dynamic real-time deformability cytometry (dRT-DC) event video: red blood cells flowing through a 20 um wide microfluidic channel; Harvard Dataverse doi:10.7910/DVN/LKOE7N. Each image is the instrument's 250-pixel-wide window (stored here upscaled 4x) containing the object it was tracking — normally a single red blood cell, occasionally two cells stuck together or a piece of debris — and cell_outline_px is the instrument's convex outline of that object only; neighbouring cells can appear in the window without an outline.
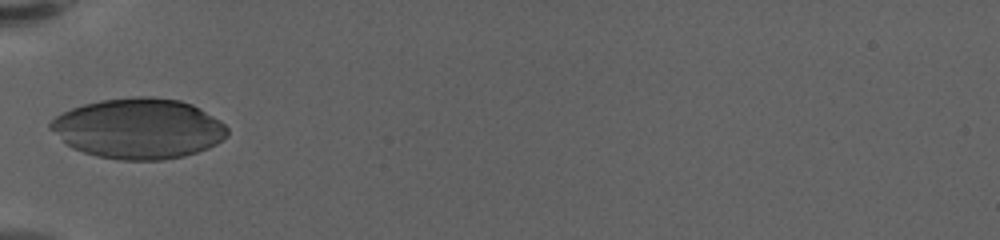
{"species": "human", "species_latin": "Homo sapiens", "temperature_condition": "warm", "stored_images_in_passage": 34, "camera_frame_rate_fps": 3000, "um_per_image_px": 0.085, "donor": {"sex": "female"}, "frame": {"image": 1, "passage_image": 1, "time_ms": 0.0, "image_size_px": [1000, 240], "cell_outline_px": [[228, 136], [216, 144], [208, 148], [184, 156], [164, 160], [120, 160], [96, 156], [72, 148], [48, 128], [48, 124], [56, 116], [72, 108], [84, 104], [100, 100], [136, 96], [152, 96], [180, 100], [192, 104], [220, 120], [228, 128]], "centroid_in_image_um": [11.79, 10.92], "position_along_channel_um": 73.2, "area_um2": 62.37}}
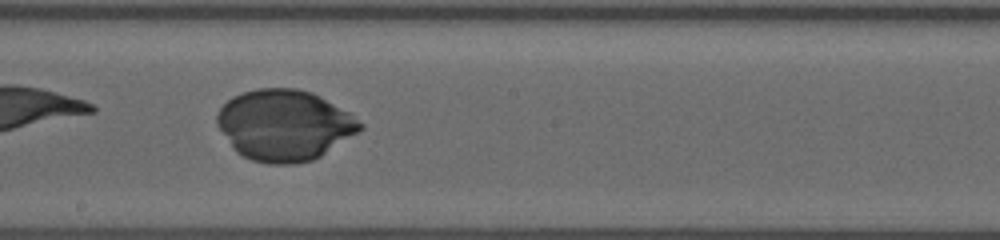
{"frame": {"image": 2, "passage_image": 14, "time_ms": 4.333, "image_size_px": [1000, 240], "cell_outline_px": [[364, 128], [320, 156], [312, 160], [296, 164], [268, 164], [252, 160], [236, 152], [232, 148], [216, 124], [216, 112], [232, 96], [256, 88], [296, 88], [312, 92], [320, 96], [348, 112], [364, 124]], "centroid_in_image_um": [24.14, 10.63], "position_along_channel_um": 224.1, "area_um2": 59.07}}
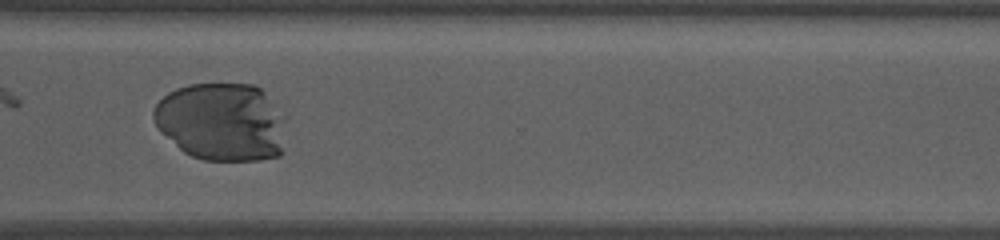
{"frame": {"image": 3, "passage_image": 25, "time_ms": 8.0, "image_size_px": [1000, 240], "cell_outline_px": [[288, 116], [280, 156], [260, 160], [204, 160], [192, 156], [184, 152], [160, 132], [152, 116], [152, 112], [156, 104], [168, 92], [176, 88], [188, 84], [252, 84], [260, 88]], "centroid_in_image_um": [18.88, 10.35], "position_along_channel_um": 351.7, "area_um2": 61.09}}